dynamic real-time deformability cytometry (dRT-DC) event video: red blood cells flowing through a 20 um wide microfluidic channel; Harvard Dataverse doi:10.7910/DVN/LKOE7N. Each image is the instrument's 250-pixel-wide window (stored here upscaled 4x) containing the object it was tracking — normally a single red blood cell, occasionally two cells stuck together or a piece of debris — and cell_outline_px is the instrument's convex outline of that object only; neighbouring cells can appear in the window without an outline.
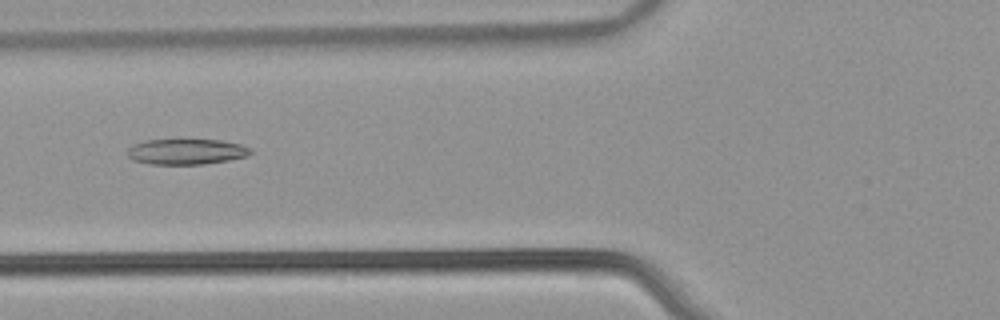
{"species": "common noctule bat (a hibernating species)", "species_latin": "Nyctalus noctula", "temperature_condition": "warm", "stored_images_in_passage": 54, "camera_frame_rate_fps": 3000, "um_per_image_px": 0.085, "animal": {"sex": "male", "body_mass_g": 21.5, "forearm_length_mm": 52.0}, "frame": {"image": 1, "passage_image": 22, "time_ms": 7.0, "image_size_px": [1000, 320], "cell_outline_px": [[252, 152], [248, 156], [228, 160], [204, 164], [148, 164], [132, 160], [128, 156], [128, 148], [132, 144], [148, 140], [180, 136], [220, 140], [240, 144], [252, 148]], "centroid_in_image_um": [15.82, 12.83], "position_along_channel_um": 110.0, "area_um2": 19.42}}
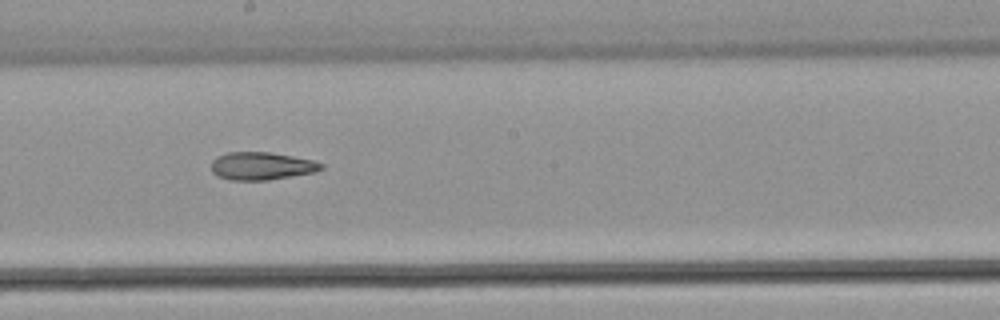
{"frame": {"image": 2, "passage_image": 31, "time_ms": 10.0, "image_size_px": [1000, 320], "cell_outline_px": [[324, 168], [316, 172], [268, 180], [228, 180], [216, 176], [212, 172], [212, 160], [216, 156], [228, 152], [268, 152], [292, 156], [312, 160], [324, 164]], "centroid_in_image_um": [22.22, 14.11], "position_along_channel_um": 226.0, "area_um2": 17.92}}
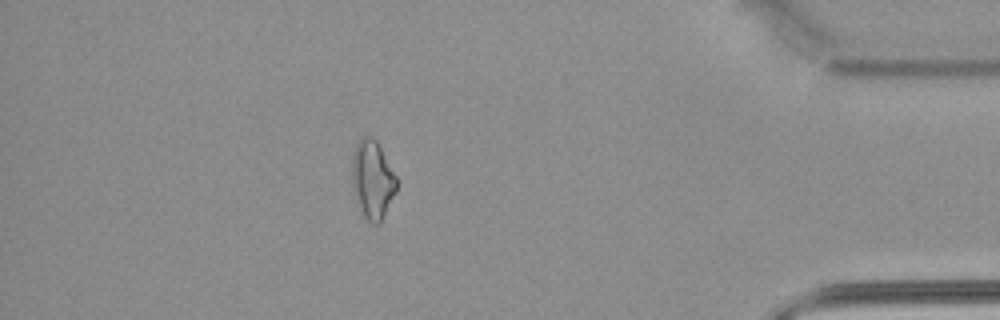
{"frame": {"image": 3, "passage_image": 48, "time_ms": 15.667, "image_size_px": [1000, 320], "cell_outline_px": [[400, 180], [396, 192], [380, 224], [372, 224], [364, 216], [356, 204], [352, 184], [352, 152], [356, 144], [364, 136], [372, 136], [376, 140]], "centroid_in_image_um": [31.68, 15.28], "position_along_channel_um": 403.5, "area_um2": 20.87}, "authors_computed_cell_mechanics": {"area_um2": 20.6057, "velocity_mm_per_s": 3.8647, "shape_relaxation_time_tau1_ms": null, "shape_relaxation_time_tau2_ms": 4.2708, "deformation_change_tau1": null, "deformation_change_tau2": 0.1287}}